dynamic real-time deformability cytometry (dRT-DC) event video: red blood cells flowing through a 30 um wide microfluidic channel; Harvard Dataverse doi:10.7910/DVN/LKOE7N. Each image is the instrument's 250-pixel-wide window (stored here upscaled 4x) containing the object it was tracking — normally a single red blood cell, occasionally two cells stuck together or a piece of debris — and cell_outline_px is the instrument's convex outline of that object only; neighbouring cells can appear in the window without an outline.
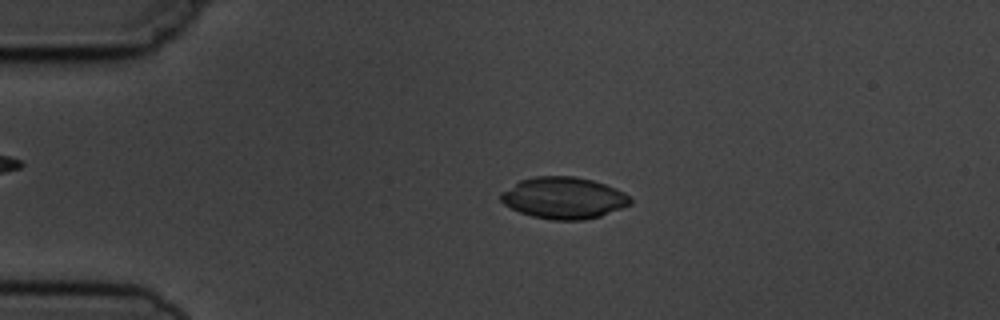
{"species": "common noctule bat (a hibernating species)", "species_latin": "Nyctalus noctula", "temperature_condition": "cold", "stored_images_in_passage": 3, "camera_frame_rate_fps": 3000, "um_per_image_px": 0.085, "animal": {"sex": "male", "body_mass_g": 19.5, "forearm_length_mm": 54.6}, "frame": {"image": 1, "passage_image": 2, "time_ms": 2.0, "image_size_px": [1000, 320], "cell_outline_px": [[632, 204], [600, 216], [584, 220], [552, 220], [532, 216], [520, 212], [504, 204], [500, 200], [500, 192], [520, 180], [532, 176], [576, 176], [592, 180], [616, 188], [624, 192], [632, 200]], "centroid_in_image_um": [47.9, 16.82], "position_along_channel_um": 37.1, "area_um2": 31.5}}